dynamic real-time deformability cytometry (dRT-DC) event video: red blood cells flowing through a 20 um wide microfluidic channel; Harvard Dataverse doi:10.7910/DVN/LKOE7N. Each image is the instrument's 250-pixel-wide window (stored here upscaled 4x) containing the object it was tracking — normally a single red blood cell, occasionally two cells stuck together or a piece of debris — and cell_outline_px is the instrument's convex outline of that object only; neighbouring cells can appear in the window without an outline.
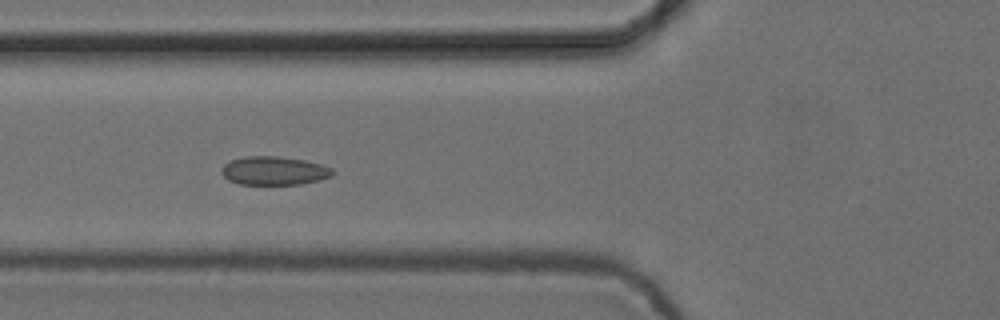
{"species": "common noctule bat (a hibernating species)", "species_latin": "Nyctalus noctula", "temperature_condition": "cold", "stored_images_in_passage": 8, "camera_frame_rate_fps": 3000, "um_per_image_px": 0.085, "animal": {"sex": "female", "body_mass_g": 24.6, "forearm_length_mm": 56.2}, "frame": {"image": 1, "passage_image": 5, "time_ms": 1.333, "image_size_px": [1000, 320], "cell_outline_px": [[332, 176], [320, 180], [300, 184], [240, 184], [228, 180], [220, 172], [220, 168], [228, 160], [244, 156], [276, 156], [304, 160], [320, 164], [332, 168]], "centroid_in_image_um": [23.24, 14.5], "position_along_channel_um": 102.6, "area_um2": 18.55}}
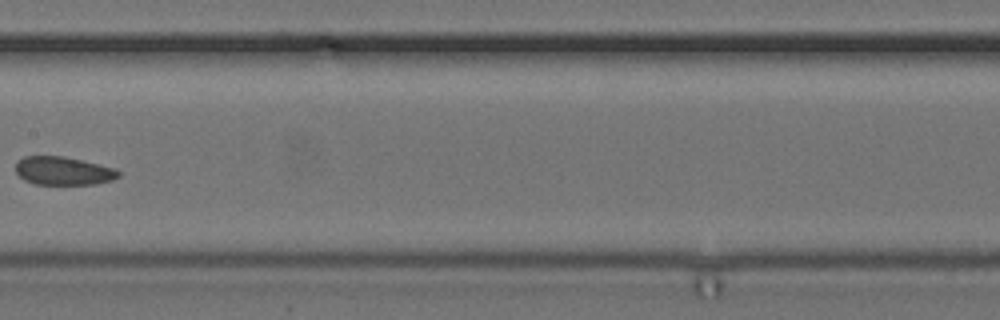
{"frame": {"image": 2, "passage_image": 7, "time_ms": 2.0, "image_size_px": [1000, 320], "cell_outline_px": [[120, 176], [112, 180], [96, 184], [36, 184], [24, 180], [16, 172], [16, 160], [24, 156], [64, 156], [116, 168], [120, 172]], "centroid_in_image_um": [5.38, 14.52], "position_along_channel_um": 202.0, "area_um2": 17.05}}
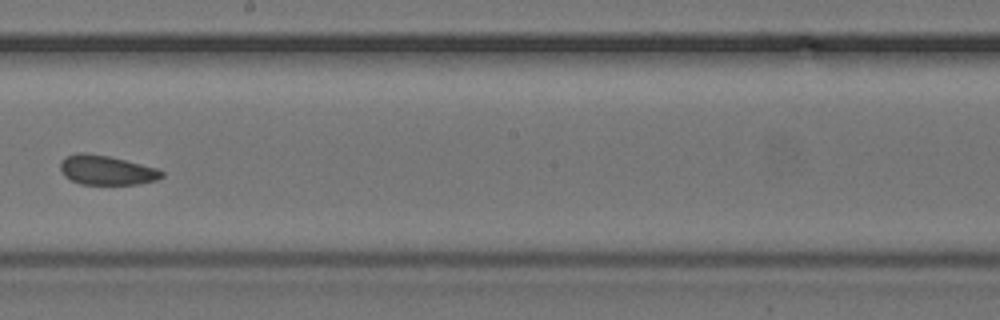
{"frame": {"image": 3, "passage_image": 8, "time_ms": 2.333, "image_size_px": [1000, 320], "cell_outline_px": [[164, 176], [156, 180], [140, 184], [80, 184], [64, 176], [60, 168], [60, 160], [76, 152], [88, 152], [108, 156], [156, 168], [164, 172]], "centroid_in_image_um": [9.03, 14.46], "position_along_channel_um": 239.2, "area_um2": 17.4}}